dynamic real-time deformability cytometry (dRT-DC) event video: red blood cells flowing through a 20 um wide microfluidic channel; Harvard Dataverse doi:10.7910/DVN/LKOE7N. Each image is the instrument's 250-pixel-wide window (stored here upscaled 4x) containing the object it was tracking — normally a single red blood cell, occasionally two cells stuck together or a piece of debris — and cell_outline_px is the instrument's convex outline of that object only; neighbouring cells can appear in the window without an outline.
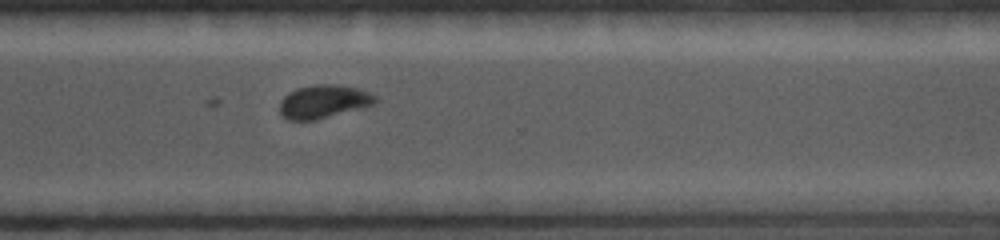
{"species": "common noctule bat (a hibernating species)", "species_latin": "Nyctalus noctula", "temperature_condition": "cold", "stored_images_in_passage": 18, "camera_frame_rate_fps": 5000, "um_per_image_px": 0.085, "animal": {"sex": "female", "body_mass_g": 19.0, "forearm_length_mm": 56.7}, "frame": {"image": 1, "passage_image": 15, "time_ms": 9.8, "image_size_px": [1000, 240], "cell_outline_px": [[376, 100], [372, 104], [364, 108], [316, 120], [288, 120], [280, 112], [280, 100], [288, 92], [296, 88], [316, 84], [332, 84], [360, 88], [376, 96]], "centroid_in_image_um": [27.5, 8.63], "position_along_channel_um": 343.1, "area_um2": 18.67}}